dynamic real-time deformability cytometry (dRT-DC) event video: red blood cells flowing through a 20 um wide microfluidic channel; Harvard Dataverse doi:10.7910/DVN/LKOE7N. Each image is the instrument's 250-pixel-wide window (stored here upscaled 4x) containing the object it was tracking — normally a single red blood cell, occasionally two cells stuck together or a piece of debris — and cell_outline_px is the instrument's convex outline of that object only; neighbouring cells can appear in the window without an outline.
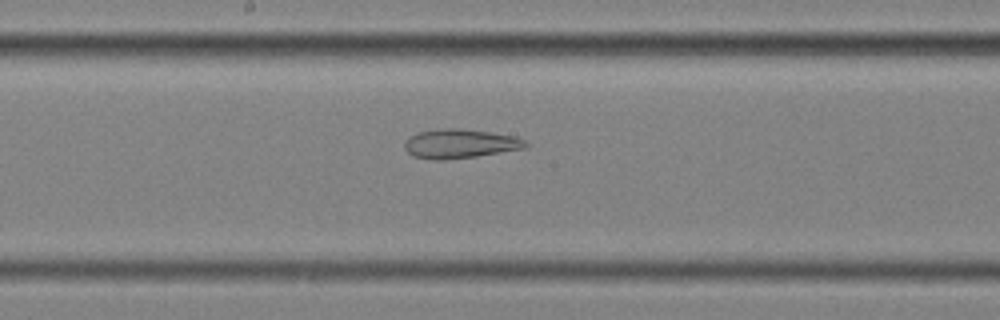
{"species": "common noctule bat (a hibernating species)", "species_latin": "Nyctalus noctula", "temperature_condition": "cold", "stored_images_in_passage": 39, "camera_frame_rate_fps": 3000, "um_per_image_px": 0.085, "animal": {"sex": "female", "body_mass_g": 25.1}, "frame": {"image": 1, "passage_image": 20, "time_ms": 6.333, "image_size_px": [1000, 320], "cell_outline_px": [[528, 148], [476, 156], [444, 160], [432, 160], [412, 156], [404, 148], [404, 140], [420, 132], [440, 128], [460, 128], [516, 136], [524, 140], [528, 144]], "centroid_in_image_um": [39.1, 12.22], "position_along_channel_um": 209.1, "area_um2": 20.63}}
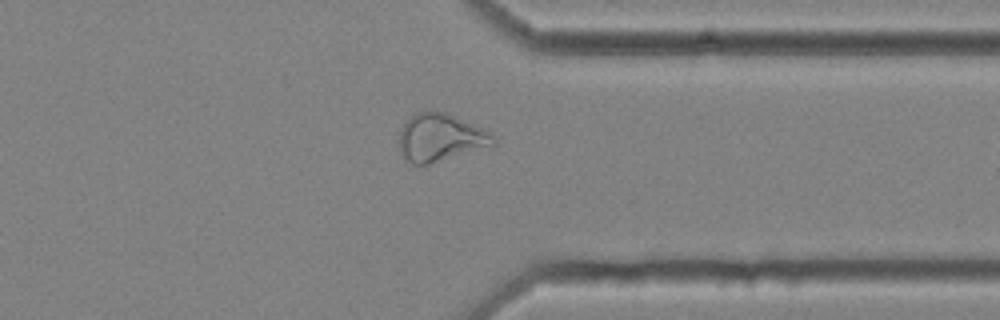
{"frame": {"image": 2, "passage_image": 34, "time_ms": 11.0, "image_size_px": [1000, 320], "cell_outline_px": [[496, 144], [428, 164], [412, 164], [400, 152], [400, 128], [412, 116], [428, 108], [444, 112], [492, 132], [496, 136]], "centroid_in_image_um": [37.45, 11.67], "position_along_channel_um": 374.0, "area_um2": 25.89}}